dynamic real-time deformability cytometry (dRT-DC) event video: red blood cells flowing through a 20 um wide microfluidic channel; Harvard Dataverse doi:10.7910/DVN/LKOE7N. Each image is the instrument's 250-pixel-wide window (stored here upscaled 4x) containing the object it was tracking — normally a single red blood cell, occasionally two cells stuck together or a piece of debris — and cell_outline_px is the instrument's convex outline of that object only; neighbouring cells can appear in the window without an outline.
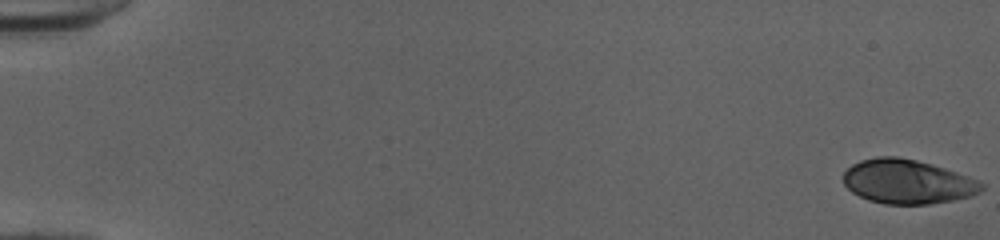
{"species": "human", "species_latin": "Homo sapiens", "temperature_condition": "cold", "stored_images_in_passage": 52, "camera_frame_rate_fps": 3000, "um_per_image_px": 0.085, "donor": {"sex": "female"}, "frame": {"image": 1, "passage_image": 1, "time_ms": 0.0, "image_size_px": [1000, 240], "cell_outline_px": [[984, 188], [980, 192], [972, 196], [952, 200], [928, 204], [884, 204], [868, 200], [852, 192], [844, 184], [844, 172], [852, 164], [860, 160], [876, 156], [896, 156], [916, 160], [932, 164], [968, 176], [984, 184]], "centroid_in_image_um": [77.12, 15.44], "position_along_channel_um": 7.9, "area_um2": 35.6}}
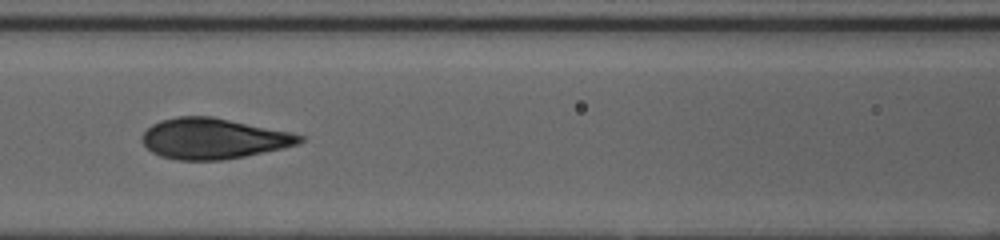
{"frame": {"image": 2, "passage_image": 25, "time_ms": 8.0, "image_size_px": [1000, 240], "cell_outline_px": [[304, 140], [300, 144], [284, 148], [224, 160], [176, 160], [160, 156], [152, 152], [140, 140], [144, 132], [152, 124], [160, 120], [176, 116], [208, 116], [292, 132], [304, 136]], "centroid_in_image_um": [18.13, 11.78], "position_along_channel_um": 148.5, "area_um2": 37.34}}
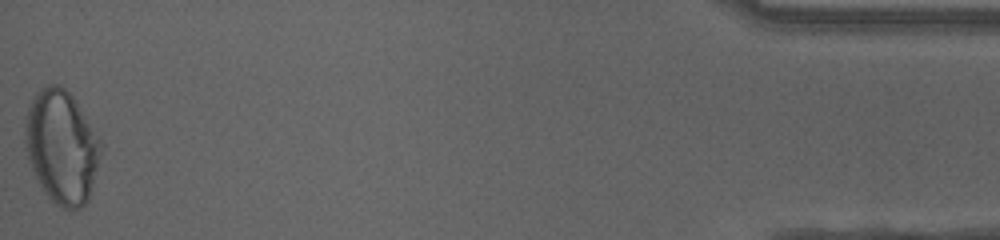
{"frame": {"image": 3, "passage_image": 52, "time_ms": 17.0, "image_size_px": [1000, 240], "cell_outline_px": [[104, 148], [88, 200], [80, 208], [68, 212], [60, 208], [44, 192], [32, 168], [28, 156], [24, 140], [24, 116], [28, 104], [36, 92], [40, 88], [48, 84], [56, 84], [64, 88], [76, 100], [100, 136], [104, 144]], "centroid_in_image_um": [5.26, 12.46], "position_along_channel_um": 429.9, "area_um2": 51.04}, "authors_computed_cell_mechanics": {"area_um2": 36.7608, "velocity_mm_per_s": 4.0536, "shape_relaxation_time_tau1_ms": 6.4336, "shape_relaxation_time_tau2_ms": null, "deformation_change_tau1": 0.2165, "deformation_change_tau2": null}}